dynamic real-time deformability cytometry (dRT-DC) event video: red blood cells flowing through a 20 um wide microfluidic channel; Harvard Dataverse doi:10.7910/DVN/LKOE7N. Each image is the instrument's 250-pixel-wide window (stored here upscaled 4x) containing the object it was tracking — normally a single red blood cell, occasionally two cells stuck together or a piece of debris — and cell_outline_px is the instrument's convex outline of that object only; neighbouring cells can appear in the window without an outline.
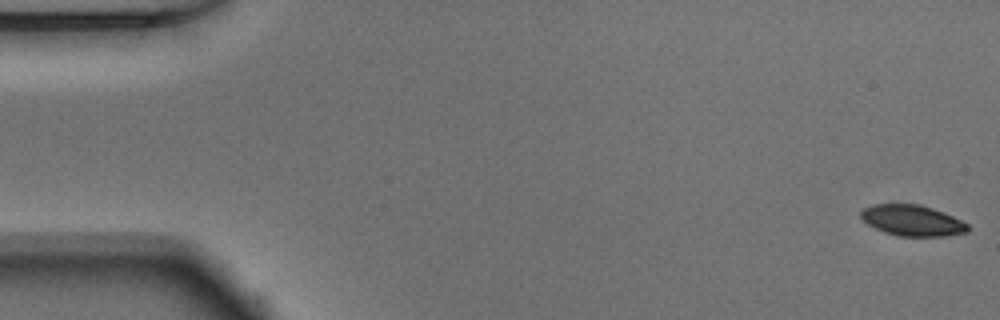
{"species": "Egyptian fruit bat (a non-hibernating species)", "species_latin": "Rousettus aegyptiacus", "temperature_condition": "warm", "stored_images_in_passage": 52, "camera_frame_rate_fps": 3000, "um_per_image_px": 0.085, "animal": {"sex": "male"}, "frame": {"image": 1, "passage_image": 1, "time_ms": 0.0, "image_size_px": [1000, 320], "cell_outline_px": [[968, 232], [944, 236], [900, 236], [884, 232], [868, 224], [860, 216], [860, 212], [864, 208], [872, 204], [920, 204], [944, 212], [968, 224]], "centroid_in_image_um": [77.54, 18.73], "position_along_channel_um": 7.5, "area_um2": 19.13}}
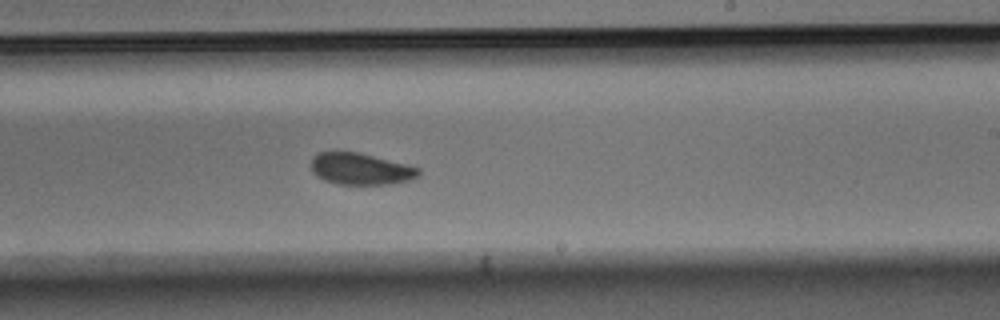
{"frame": {"image": 2, "passage_image": 31, "time_ms": 10.0, "image_size_px": [1000, 320], "cell_outline_px": [[420, 176], [408, 180], [388, 184], [336, 184], [324, 180], [316, 176], [312, 172], [312, 156], [320, 152], [336, 148], [360, 152], [408, 164], [420, 168]], "centroid_in_image_um": [30.61, 14.31], "position_along_channel_um": 258.4, "area_um2": 20.52}}
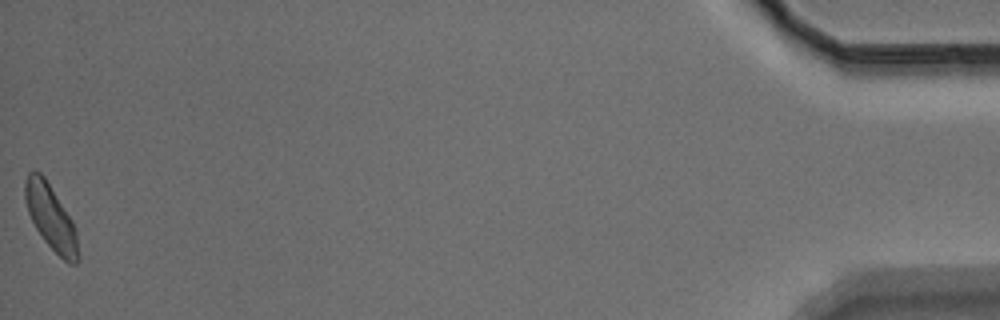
{"frame": {"image": 3, "passage_image": 52, "time_ms": 17.0, "image_size_px": [1000, 320], "cell_outline_px": [[80, 260], [76, 264], [68, 264], [44, 240], [36, 228], [28, 212], [24, 200], [24, 180], [28, 172], [40, 172], [44, 176], [72, 220], [76, 228], [80, 256]], "centroid_in_image_um": [4.34, 18.5], "position_along_channel_um": 430.9, "area_um2": 20.17}, "authors_computed_cell_mechanics": {"area_um2": 20.4323, "velocity_mm_per_s": 3.8853, "shape_relaxation_time_tau1_ms": 2.507, "shape_relaxation_time_tau2_ms": 5.4907, "deformation_change_tau1": 0.0999, "deformation_change_tau2": 0.095}}